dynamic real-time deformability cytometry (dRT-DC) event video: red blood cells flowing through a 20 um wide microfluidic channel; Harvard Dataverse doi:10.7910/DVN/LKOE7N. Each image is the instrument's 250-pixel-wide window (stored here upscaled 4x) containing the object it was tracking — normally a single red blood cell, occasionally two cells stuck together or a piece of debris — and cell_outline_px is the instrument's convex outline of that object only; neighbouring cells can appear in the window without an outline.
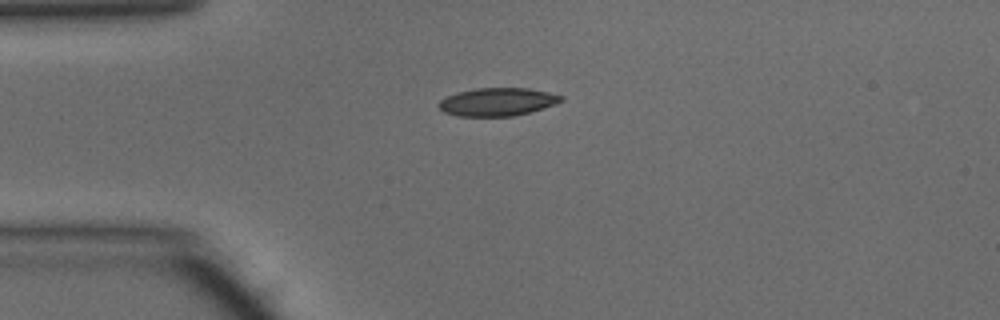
{"species": "common noctule bat (a hibernating species)", "species_latin": "Nyctalus noctula", "temperature_condition": "warm", "stored_images_in_passage": 37, "camera_frame_rate_fps": 3000, "um_per_image_px": 0.085, "animal": {"sex": "male", "body_mass_g": 15.6}, "frame": {"image": 1, "passage_image": 1, "time_ms": 0.0, "image_size_px": [1000, 320], "cell_outline_px": [[564, 100], [556, 104], [528, 112], [512, 116], [456, 116], [444, 112], [436, 104], [440, 100], [456, 92], [476, 88], [528, 88], [548, 92], [564, 96]], "centroid_in_image_um": [42.27, 8.65], "position_along_channel_um": 42.7, "area_um2": 20.0}}
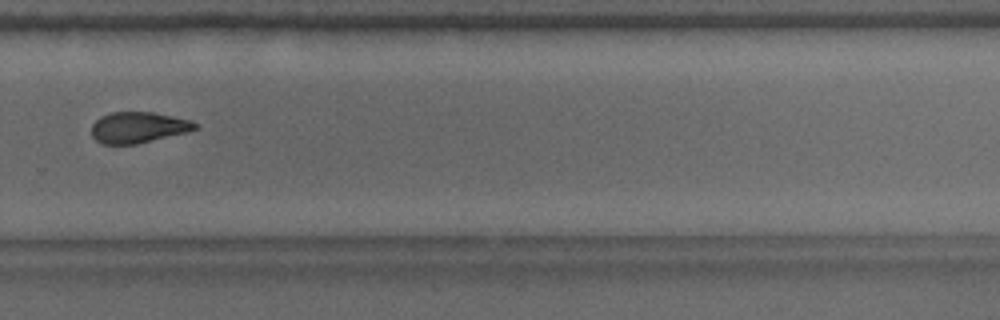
{"frame": {"image": 2, "passage_image": 22, "time_ms": 7.0, "image_size_px": [1000, 320], "cell_outline_px": [[200, 128], [136, 144], [100, 144], [92, 136], [92, 124], [100, 116], [112, 112], [152, 112], [192, 120], [200, 124]], "centroid_in_image_um": [11.75, 10.82], "position_along_channel_um": 318.1, "area_um2": 18.67}}
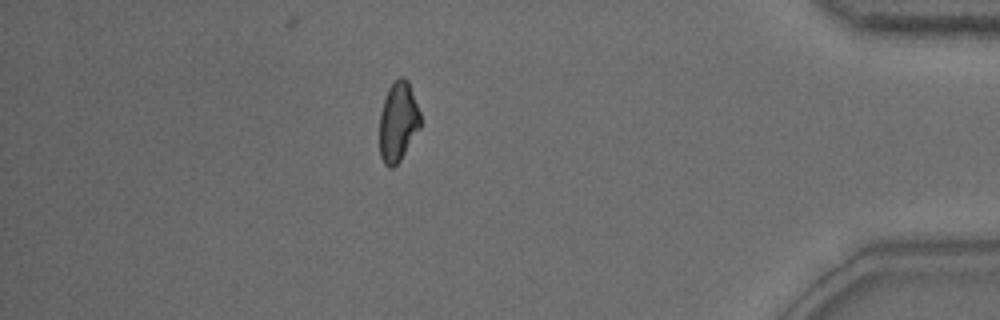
{"frame": {"image": 3, "passage_image": 31, "time_ms": 10.0, "image_size_px": [1000, 320], "cell_outline_px": [[420, 128], [400, 160], [392, 168], [388, 168], [384, 164], [380, 156], [380, 112], [388, 88], [400, 76], [404, 76], [408, 80], [420, 112]], "centroid_in_image_um": [33.83, 10.35], "position_along_channel_um": 401.4, "area_um2": 18.9}, "authors_computed_cell_mechanics": {"area_um2": 19.7098, "velocity_mm_per_s": 4.1934, "shape_relaxation_time_tau1_ms": 9.7603, "shape_relaxation_time_tau2_ms": 3.3533, "deformation_change_tau1": 0.2155, "deformation_change_tau2": 0.107}}